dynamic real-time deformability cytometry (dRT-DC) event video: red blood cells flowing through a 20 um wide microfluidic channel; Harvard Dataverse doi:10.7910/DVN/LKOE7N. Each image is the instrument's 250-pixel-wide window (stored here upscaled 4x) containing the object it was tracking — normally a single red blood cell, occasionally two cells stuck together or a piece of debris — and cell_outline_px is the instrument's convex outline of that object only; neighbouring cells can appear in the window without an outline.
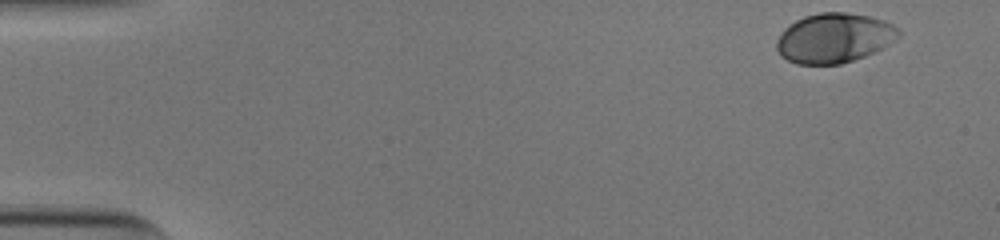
{"species": "human", "species_latin": "Homo sapiens", "temperature_condition": "cold", "stored_images_in_passage": 41, "camera_frame_rate_fps": 3000, "um_per_image_px": 0.085, "donor": {"sex": "male"}, "frame": {"image": 1, "passage_image": 1, "time_ms": 0.0, "image_size_px": [1000, 240], "cell_outline_px": [[900, 36], [896, 40], [884, 48], [864, 56], [840, 64], [796, 64], [780, 56], [776, 48], [776, 40], [780, 32], [784, 28], [796, 20], [804, 16], [820, 12], [848, 12], [868, 16], [884, 20], [900, 28]], "centroid_in_image_um": [70.91, 3.22], "position_along_channel_um": 14.1, "area_um2": 35.66}}
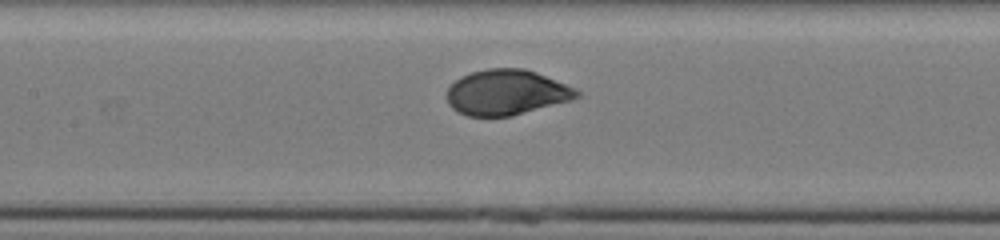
{"frame": {"image": 2, "passage_image": 23, "time_ms": 7.333, "image_size_px": [1000, 240], "cell_outline_px": [[580, 96], [572, 100], [512, 116], [468, 116], [452, 108], [448, 104], [448, 88], [460, 76], [472, 72], [488, 68], [524, 68], [536, 72], [576, 88], [580, 92]], "centroid_in_image_um": [43.07, 7.85], "position_along_channel_um": 164.3, "area_um2": 34.28}}
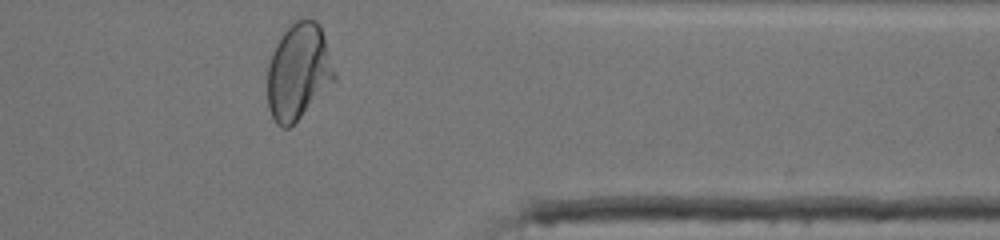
{"frame": {"image": 3, "passage_image": 41, "time_ms": 13.333, "image_size_px": [1000, 240], "cell_outline_px": [[336, 80], [288, 128], [280, 128], [276, 124], [268, 108], [268, 64], [272, 52], [276, 44], [284, 32], [300, 16], [316, 20], [320, 24], [336, 72]], "centroid_in_image_um": [25.37, 6.06], "position_along_channel_um": 386.0, "area_um2": 37.51}, "authors_computed_cell_mechanics": {"area_um2": 34.7378, "velocity_mm_per_s": 3.8845, "shape_relaxation_time_tau1_ms": 3.5262, "shape_relaxation_time_tau2_ms": null, "deformation_change_tau1": 0.136, "deformation_change_tau2": null}}